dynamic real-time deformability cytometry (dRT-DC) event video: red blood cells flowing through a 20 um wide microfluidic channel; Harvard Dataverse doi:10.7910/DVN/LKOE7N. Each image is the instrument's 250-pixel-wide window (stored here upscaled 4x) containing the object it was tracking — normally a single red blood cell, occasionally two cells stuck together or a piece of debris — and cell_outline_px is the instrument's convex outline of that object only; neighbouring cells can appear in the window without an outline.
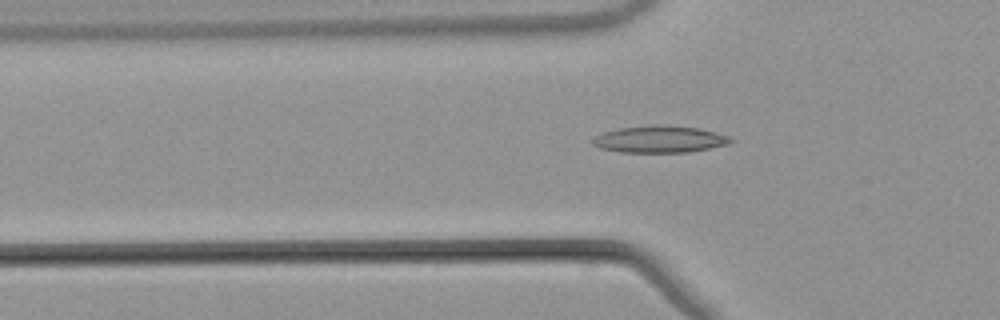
{"species": "common noctule bat (a hibernating species)", "species_latin": "Nyctalus noctula", "temperature_condition": "warm", "stored_images_in_passage": 53, "camera_frame_rate_fps": 3000, "um_per_image_px": 0.085, "animal": {"sex": "male", "body_mass_g": 21.5, "forearm_length_mm": 52.0}, "frame": {"image": 1, "passage_image": 18, "time_ms": 5.667, "image_size_px": [1000, 320], "cell_outline_px": [[732, 140], [728, 144], [688, 152], [620, 152], [600, 148], [592, 144], [592, 140], [596, 136], [604, 132], [620, 128], [696, 128], [728, 136]], "centroid_in_image_um": [56.02, 11.9], "position_along_channel_um": 69.8, "area_um2": 20.11}}
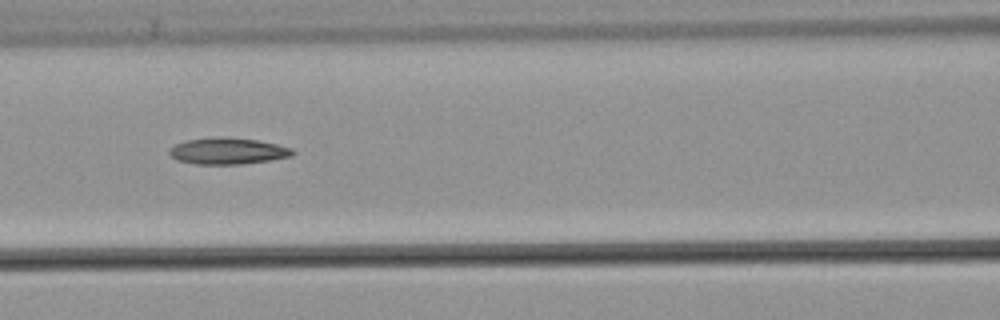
{"frame": {"image": 2, "passage_image": 24, "time_ms": 7.667, "image_size_px": [1000, 320], "cell_outline_px": [[296, 152], [292, 156], [272, 160], [240, 164], [196, 164], [176, 160], [168, 152], [168, 148], [176, 144], [188, 140], [220, 136], [256, 140], [276, 144], [292, 148]], "centroid_in_image_um": [19.36, 12.84], "position_along_channel_um": 147.2, "area_um2": 19.02}}
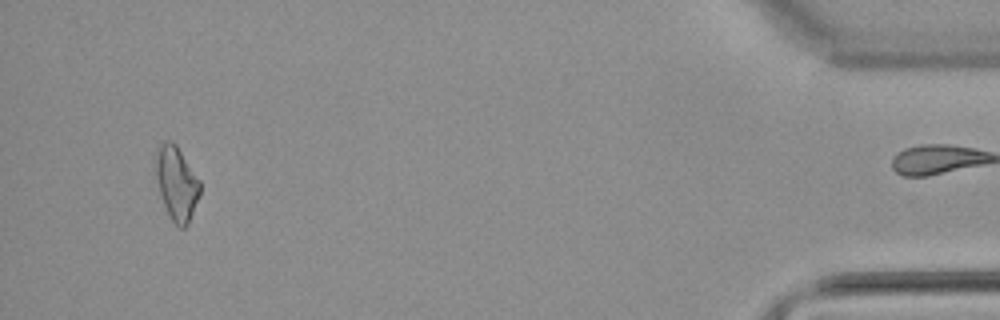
{"frame": {"image": 3, "passage_image": 51, "time_ms": 16.667, "image_size_px": [1000, 320], "cell_outline_px": [[200, 192], [188, 224], [184, 228], [180, 228], [168, 216], [160, 192], [152, 160], [156, 148], [164, 140], [172, 140], [176, 144], [200, 180]], "centroid_in_image_um": [14.97, 15.51], "position_along_channel_um": 420.2, "area_um2": 19.31}}